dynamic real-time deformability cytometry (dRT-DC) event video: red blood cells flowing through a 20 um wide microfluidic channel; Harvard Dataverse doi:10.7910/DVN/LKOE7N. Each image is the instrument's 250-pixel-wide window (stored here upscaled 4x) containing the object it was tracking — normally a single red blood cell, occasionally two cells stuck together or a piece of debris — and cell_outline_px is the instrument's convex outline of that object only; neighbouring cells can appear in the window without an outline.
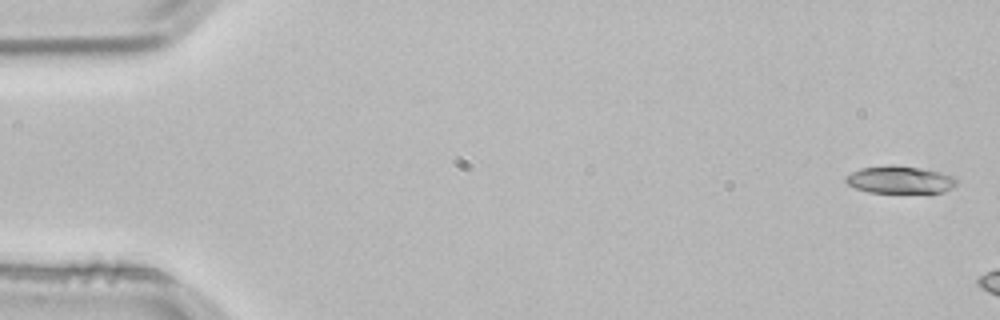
{"species": "common noctule bat (a hibernating species)", "species_latin": "Nyctalus noctula", "temperature_condition": "room temperature", "stored_images_in_passage": 4, "segment_of_instrument_passage": [2, 2], "camera_frame_rate_fps": 3000, "um_per_image_px": 0.085, "animal": {"sex": "male", "body_mass_g": 21.5, "forearm_length_mm": 52.0}, "frame": {"image": 1, "passage_image": 4, "time_ms": 1.0, "image_size_px": [1000, 320], "cell_outline_px": [[956, 184], [952, 188], [944, 192], [868, 192], [856, 188], [848, 184], [844, 180], [844, 176], [860, 168], [888, 164], [892, 164], [920, 168], [940, 172], [952, 176], [956, 180]], "centroid_in_image_um": [76.45, 15.26], "position_along_channel_um": 8.6, "area_um2": 17.69}}